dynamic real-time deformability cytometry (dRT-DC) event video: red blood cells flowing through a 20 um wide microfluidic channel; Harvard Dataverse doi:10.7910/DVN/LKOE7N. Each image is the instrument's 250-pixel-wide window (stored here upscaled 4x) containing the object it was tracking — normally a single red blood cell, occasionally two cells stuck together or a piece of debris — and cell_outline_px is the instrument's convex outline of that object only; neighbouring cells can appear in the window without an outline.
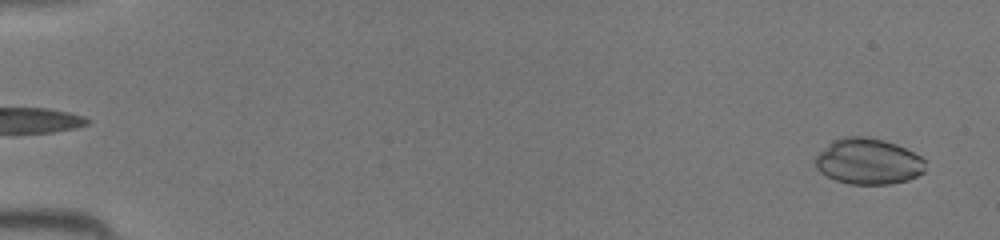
{"species": "common noctule bat (a hibernating species)", "species_latin": "Nyctalus noctula", "temperature_condition": "room temperature", "stored_images_in_passage": 37, "camera_frame_rate_fps": 3000, "um_per_image_px": 0.085, "animal": {"sex": "female", "body_mass_g": 19.5, "forearm_length_mm": 54.1}, "frame": {"image": 1, "passage_image": 2, "time_ms": 0.333, "image_size_px": [1000, 240], "cell_outline_px": [[924, 172], [908, 180], [892, 184], [848, 184], [836, 180], [820, 172], [816, 168], [812, 160], [832, 140], [840, 136], [864, 136], [884, 140], [896, 144], [920, 156], [924, 160]], "centroid_in_image_um": [73.76, 13.72], "position_along_channel_um": 11.2, "area_um2": 29.59}}
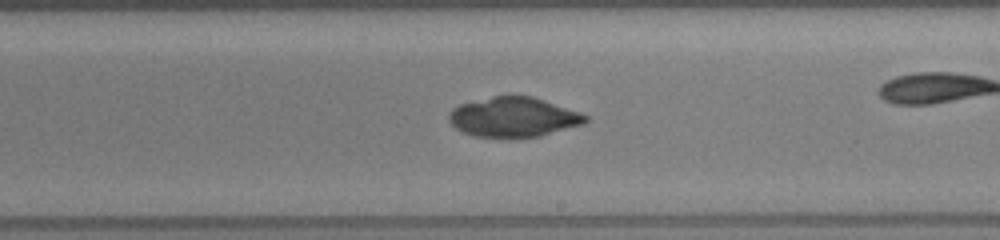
{"frame": {"image": 2, "passage_image": 27, "time_ms": 8.667, "image_size_px": [1000, 240], "cell_outline_px": [[588, 120], [584, 124], [540, 136], [512, 140], [472, 136], [460, 132], [448, 120], [448, 112], [452, 108], [460, 104], [508, 92], [532, 96], [580, 112], [588, 116]], "centroid_in_image_um": [43.61, 9.96], "position_along_channel_um": 245.4, "area_um2": 32.95}}
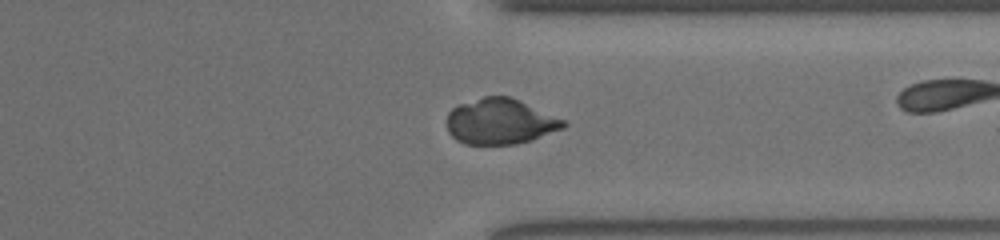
{"frame": {"image": 3, "passage_image": 35, "time_ms": 11.333, "image_size_px": [1000, 240], "cell_outline_px": [[568, 124], [564, 128], [532, 140], [516, 144], [464, 144], [456, 140], [448, 132], [448, 112], [456, 104], [484, 96], [512, 96], [568, 120]], "centroid_in_image_um": [42.56, 10.31], "position_along_channel_um": 368.8, "area_um2": 31.62}}